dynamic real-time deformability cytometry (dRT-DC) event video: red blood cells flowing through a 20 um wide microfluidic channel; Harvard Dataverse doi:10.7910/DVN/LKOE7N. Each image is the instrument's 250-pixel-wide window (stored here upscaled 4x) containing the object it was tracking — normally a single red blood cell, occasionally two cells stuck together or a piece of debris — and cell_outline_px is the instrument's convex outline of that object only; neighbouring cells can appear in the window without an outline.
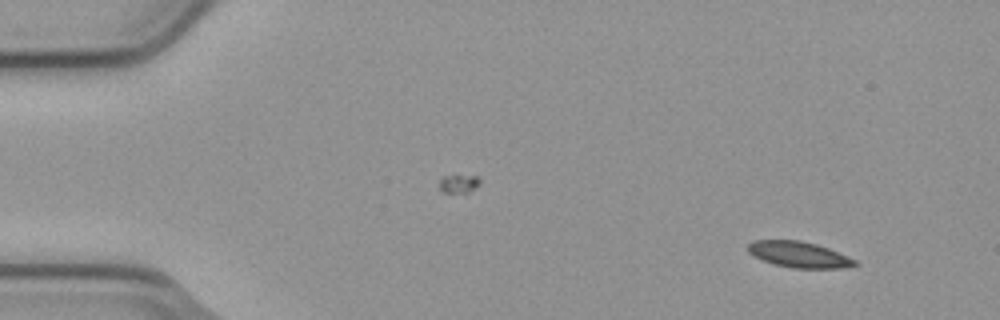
{"species": "common noctule bat (a hibernating species)", "species_latin": "Nyctalus noctula", "temperature_condition": "cold", "stored_images_in_passage": 4, "camera_frame_rate_fps": 3000, "um_per_image_px": 0.085, "animal": {"sex": "male", "body_mass_g": 23.1, "forearm_length_mm": 52.7}, "frame": {"image": 1, "passage_image": 1, "time_ms": 0.0, "image_size_px": [1000, 320], "cell_outline_px": [[860, 264], [844, 268], [792, 268], [772, 264], [748, 252], [748, 244], [752, 240], [800, 240], [816, 244], [828, 248], [856, 260]], "centroid_in_image_um": [67.92, 21.64], "position_along_channel_um": 17.1, "area_um2": 16.13}}